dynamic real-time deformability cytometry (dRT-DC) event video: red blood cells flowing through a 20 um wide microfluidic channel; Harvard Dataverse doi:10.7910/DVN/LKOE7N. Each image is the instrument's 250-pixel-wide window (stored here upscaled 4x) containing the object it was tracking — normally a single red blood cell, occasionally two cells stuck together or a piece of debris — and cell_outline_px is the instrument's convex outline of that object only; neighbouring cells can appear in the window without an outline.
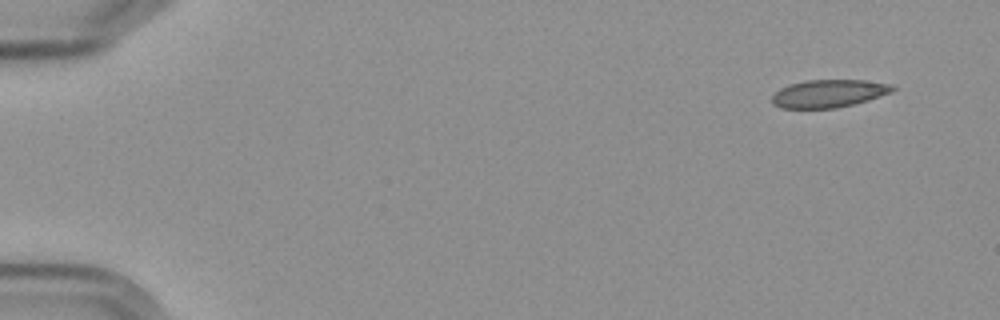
{"species": "Egyptian fruit bat (a non-hibernating species)", "species_latin": "Rousettus aegyptiacus", "temperature_condition": "cold", "stored_images_in_passage": 4, "camera_frame_rate_fps": 3000, "um_per_image_px": 0.085, "frame": {"image": 1, "passage_image": 1, "time_ms": 0.0, "image_size_px": [1000, 320], "cell_outline_px": [[896, 88], [892, 92], [868, 100], [836, 108], [780, 108], [772, 104], [772, 96], [780, 88], [788, 84], [808, 80], [864, 80], [892, 84]], "centroid_in_image_um": [70.43, 7.94], "position_along_channel_um": 14.6, "area_um2": 19.54}}
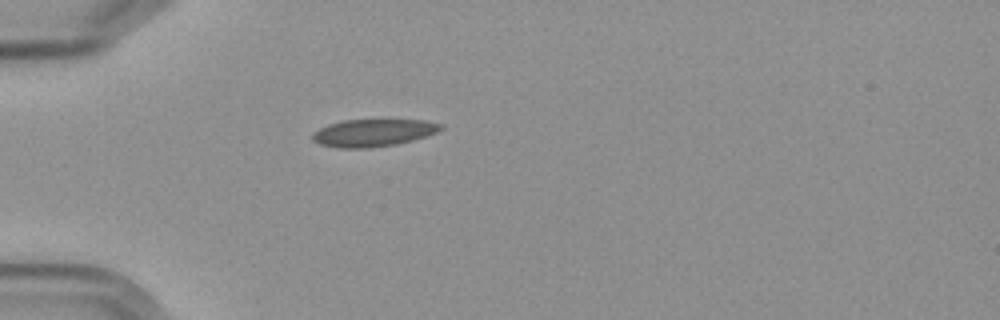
{"frame": {"image": 2, "passage_image": 4, "time_ms": 4.333, "image_size_px": [1000, 320], "cell_outline_px": [[444, 128], [436, 132], [412, 140], [396, 144], [372, 148], [336, 148], [320, 144], [312, 140], [312, 132], [328, 124], [344, 120], [424, 120], [444, 124]], "centroid_in_image_um": [31.7, 11.29], "position_along_channel_um": 53.3, "area_um2": 20.52}}